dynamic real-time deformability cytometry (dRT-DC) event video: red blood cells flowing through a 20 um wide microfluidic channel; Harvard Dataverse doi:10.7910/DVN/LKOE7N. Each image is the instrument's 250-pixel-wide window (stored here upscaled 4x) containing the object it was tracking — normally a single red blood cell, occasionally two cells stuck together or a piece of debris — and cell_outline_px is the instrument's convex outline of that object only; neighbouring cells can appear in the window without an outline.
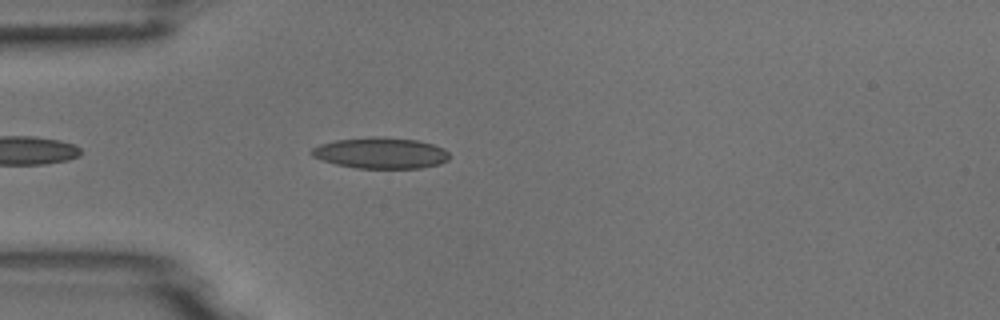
{"species": "common noctule bat (a hibernating species)", "species_latin": "Nyctalus noctula", "temperature_condition": "room temperature", "stored_images_in_passage": 4, "camera_frame_rate_fps": 3000, "um_per_image_px": 0.085, "animal": {"sex": "male", "body_mass_g": 18.8}, "frame": {"image": 1, "passage_image": 4, "time_ms": 4.333, "image_size_px": [1000, 320], "cell_outline_px": [[448, 160], [440, 164], [420, 168], [356, 168], [336, 164], [312, 156], [308, 152], [312, 148], [320, 144], [336, 140], [372, 136], [380, 136], [416, 140], [432, 144], [444, 148], [448, 152]], "centroid_in_image_um": [32.35, 13.0], "position_along_channel_um": 52.6, "area_um2": 24.97}}